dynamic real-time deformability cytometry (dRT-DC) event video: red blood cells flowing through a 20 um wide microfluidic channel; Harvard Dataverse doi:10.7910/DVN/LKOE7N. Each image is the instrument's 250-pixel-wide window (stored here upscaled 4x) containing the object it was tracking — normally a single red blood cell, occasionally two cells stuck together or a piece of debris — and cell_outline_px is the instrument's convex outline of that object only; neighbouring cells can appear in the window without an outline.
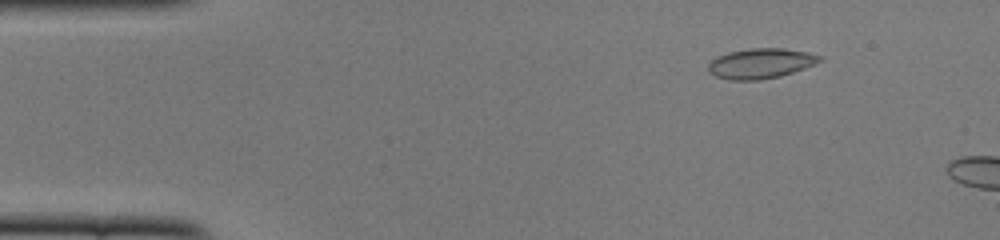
{"species": "common noctule bat (a hibernating species)", "species_latin": "Nyctalus noctula", "temperature_condition": "cold", "stored_images_in_passage": 9, "camera_frame_rate_fps": 3000, "um_per_image_px": 0.085, "animal": {"sex": "female", "body_mass_g": 22.0, "forearm_length_mm": 56.7}, "frame": {"image": 1, "passage_image": 6, "time_ms": 1.667, "image_size_px": [1000, 240], "cell_outline_px": [[824, 60], [804, 68], [780, 76], [760, 80], [728, 80], [716, 76], [708, 72], [708, 64], [716, 56], [728, 52], [752, 48], [784, 48], [808, 52], [824, 56]], "centroid_in_image_um": [64.67, 5.38], "position_along_channel_um": 20.3, "area_um2": 19.71}}